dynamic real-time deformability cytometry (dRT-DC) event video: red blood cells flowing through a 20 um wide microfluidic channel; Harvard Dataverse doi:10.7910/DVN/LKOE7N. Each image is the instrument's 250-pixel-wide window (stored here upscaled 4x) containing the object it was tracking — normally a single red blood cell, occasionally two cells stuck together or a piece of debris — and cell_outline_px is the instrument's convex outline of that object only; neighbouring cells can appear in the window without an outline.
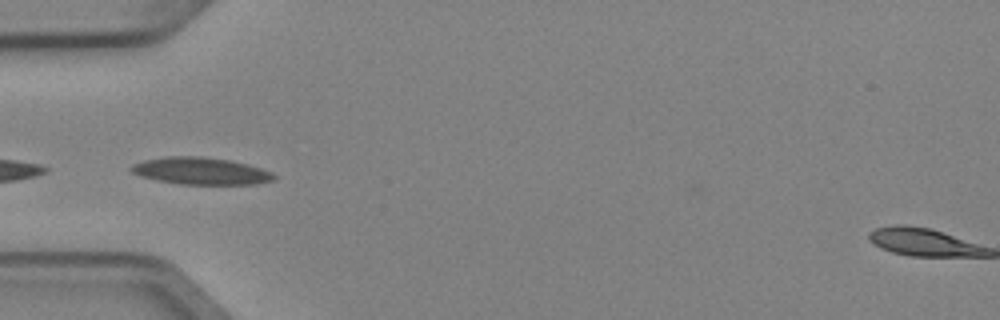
{"species": "Egyptian fruit bat (a non-hibernating species)", "species_latin": "Rousettus aegyptiacus", "temperature_condition": "cold", "stored_images_in_passage": 4, "camera_frame_rate_fps": 3000, "um_per_image_px": 0.085, "animal": {"sex": "female"}, "frame": {"image": 1, "passage_image": 3, "time_ms": 0.667, "image_size_px": [1000, 320], "cell_outline_px": [[276, 180], [256, 184], [180, 184], [156, 180], [140, 176], [132, 172], [128, 168], [132, 164], [144, 160], [164, 156], [200, 156], [228, 160], [248, 164], [272, 172], [276, 176]], "centroid_in_image_um": [17.05, 14.53], "position_along_channel_um": 67.9, "area_um2": 22.66}}
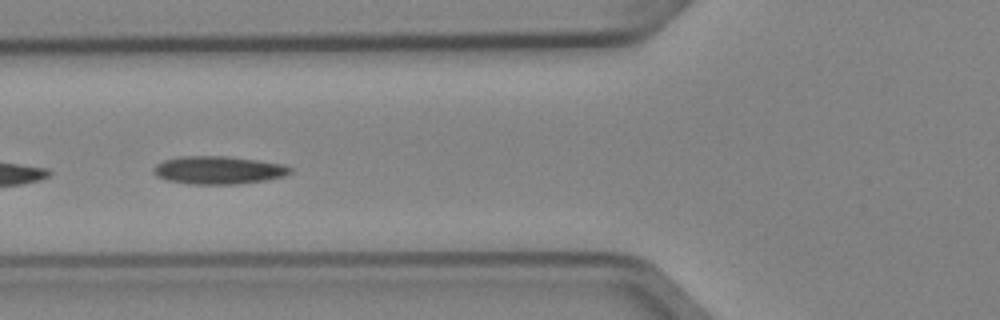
{"frame": {"image": 2, "passage_image": 4, "time_ms": 1.0, "image_size_px": [1000, 320], "cell_outline_px": [[292, 172], [284, 176], [264, 180], [236, 184], [188, 184], [168, 180], [156, 176], [152, 172], [152, 168], [156, 164], [164, 160], [180, 156], [224, 156], [256, 160], [284, 164], [292, 168]], "centroid_in_image_um": [18.53, 14.46], "position_along_channel_um": 107.3, "area_um2": 22.25}}